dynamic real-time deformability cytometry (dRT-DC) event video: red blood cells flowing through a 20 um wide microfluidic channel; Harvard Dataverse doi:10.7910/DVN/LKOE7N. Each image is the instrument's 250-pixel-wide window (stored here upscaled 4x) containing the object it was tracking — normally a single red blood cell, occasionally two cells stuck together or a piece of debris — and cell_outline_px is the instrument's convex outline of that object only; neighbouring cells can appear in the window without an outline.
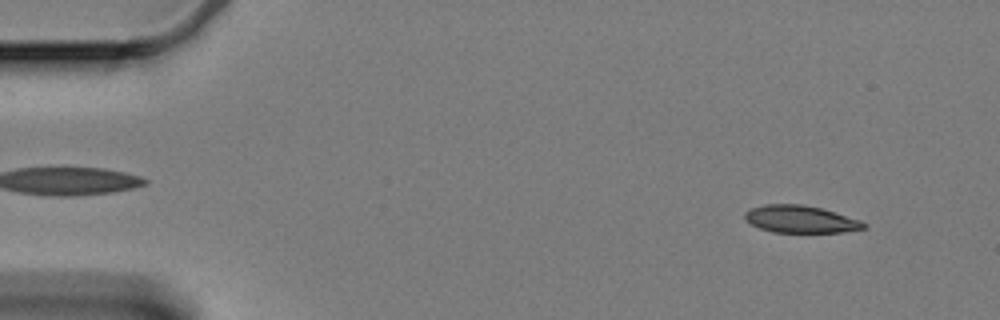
{"species": "Egyptian fruit bat (a non-hibernating species)", "species_latin": "Rousettus aegyptiacus", "temperature_condition": "cold", "stored_images_in_passage": 60, "camera_frame_rate_fps": 3000, "um_per_image_px": 0.085, "animal": {"sex": "female"}, "frame": {"image": 1, "passage_image": 5, "time_ms": 1.333, "image_size_px": [1000, 320], "cell_outline_px": [[868, 224], [864, 228], [844, 232], [772, 232], [760, 228], [744, 220], [744, 212], [752, 208], [764, 204], [804, 204], [820, 208], [860, 220]], "centroid_in_image_um": [68.01, 18.63], "position_along_channel_um": 17.0, "area_um2": 18.84}}
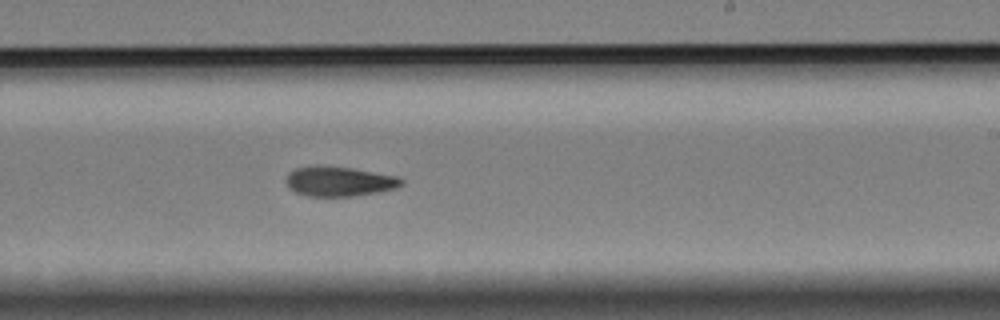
{"frame": {"image": 2, "passage_image": 36, "time_ms": 11.667, "image_size_px": [1000, 320], "cell_outline_px": [[404, 184], [396, 188], [376, 192], [352, 196], [308, 196], [296, 192], [284, 180], [288, 172], [296, 168], [316, 164], [324, 164], [352, 168], [400, 176], [404, 180]], "centroid_in_image_um": [28.84, 15.38], "position_along_channel_um": 260.2, "area_um2": 20.35}}
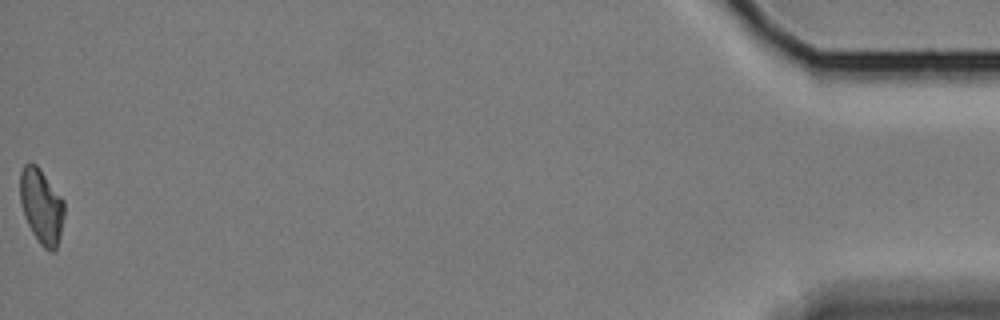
{"frame": {"image": 3, "passage_image": 60, "time_ms": 19.667, "image_size_px": [1000, 320], "cell_outline_px": [[64, 216], [60, 236], [56, 248], [52, 252], [48, 252], [40, 244], [32, 232], [24, 216], [20, 200], [20, 172], [24, 164], [36, 164], [40, 168], [64, 200]], "centroid_in_image_um": [3.53, 17.53], "position_along_channel_um": 431.7, "area_um2": 19.31}, "authors_computed_cell_mechanics": {"area_um2": 19.8543, "velocity_mm_per_s": 3.3166, "shape_relaxation_time_tau1_ms": null, "shape_relaxation_time_tau2_ms": 2.1782, "deformation_change_tau1": null, "deformation_change_tau2": 0.0818}}